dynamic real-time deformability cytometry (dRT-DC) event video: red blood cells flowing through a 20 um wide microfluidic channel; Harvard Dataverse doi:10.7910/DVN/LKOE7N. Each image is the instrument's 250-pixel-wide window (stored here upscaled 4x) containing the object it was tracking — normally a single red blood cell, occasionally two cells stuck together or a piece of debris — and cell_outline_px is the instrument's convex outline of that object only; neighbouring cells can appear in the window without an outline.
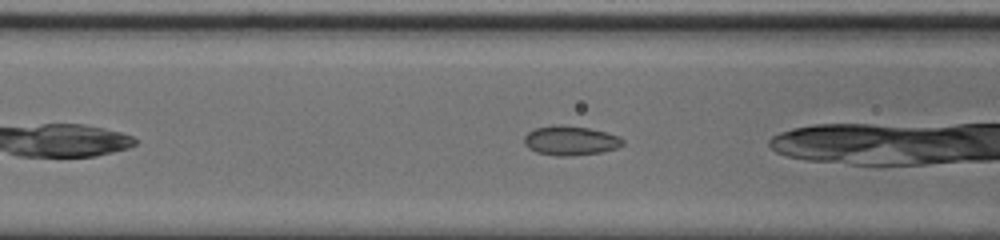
{"species": "common noctule bat (a hibernating species)", "species_latin": "Nyctalus noctula", "temperature_condition": "cold", "stored_images_in_passage": 6, "camera_frame_rate_fps": 3000, "um_per_image_px": 0.085, "animal": {"sex": "male", "body_mass_g": 20.0, "forearm_length_mm": 53.3}, "frame": {"image": 1, "passage_image": 5, "time_ms": 1.333, "image_size_px": [1000, 240], "cell_outline_px": [[624, 144], [616, 148], [600, 152], [572, 156], [556, 156], [536, 152], [528, 148], [524, 144], [524, 136], [528, 132], [536, 128], [556, 124], [560, 124], [588, 128], [620, 136], [624, 140]], "centroid_in_image_um": [48.47, 11.95], "position_along_channel_um": 118.1, "area_um2": 16.94}}